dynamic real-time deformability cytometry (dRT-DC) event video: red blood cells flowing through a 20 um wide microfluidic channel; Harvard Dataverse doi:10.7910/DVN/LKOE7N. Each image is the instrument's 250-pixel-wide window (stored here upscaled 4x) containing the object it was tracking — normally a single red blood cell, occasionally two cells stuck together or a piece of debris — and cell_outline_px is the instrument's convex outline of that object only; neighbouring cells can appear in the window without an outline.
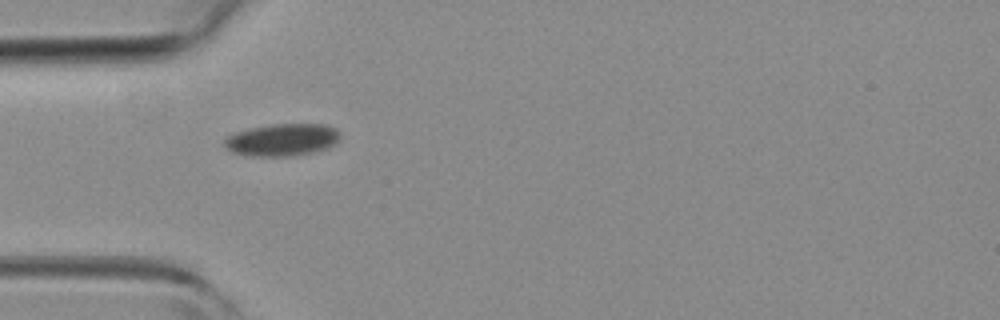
{"species": "common noctule bat (a hibernating species)", "species_latin": "Nyctalus noctula", "temperature_condition": "room temperature", "stored_images_in_passage": 2, "camera_frame_rate_fps": 3000, "um_per_image_px": 0.085, "animal": {"sex": "female", "body_mass_g": 19.3, "forearm_length_mm": 54.1}, "frame": {"image": 1, "passage_image": 1, "time_ms": 0.0, "image_size_px": [1000, 320], "cell_outline_px": [[340, 140], [336, 144], [328, 148], [316, 152], [292, 156], [244, 156], [232, 152], [224, 144], [224, 140], [228, 136], [236, 132], [252, 128], [272, 124], [324, 124], [336, 128], [340, 132]], "centroid_in_image_um": [24.04, 11.89], "position_along_channel_um": 61.0, "area_um2": 22.02}}
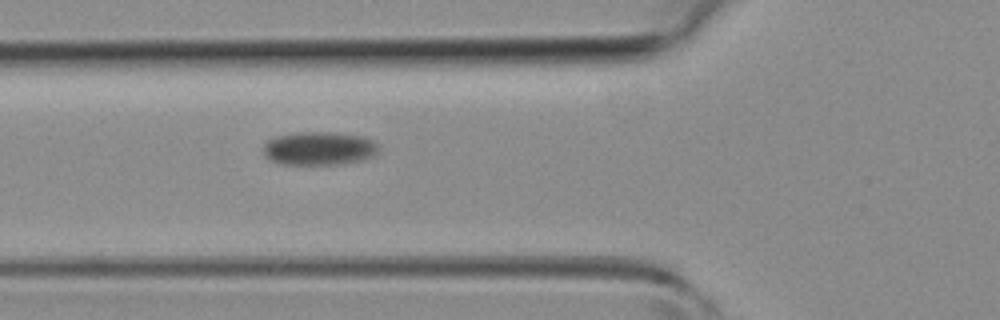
{"frame": {"image": 2, "passage_image": 2, "time_ms": 1.0, "image_size_px": [1000, 320], "cell_outline_px": [[376, 152], [372, 156], [364, 160], [344, 164], [280, 164], [268, 160], [264, 156], [264, 144], [268, 140], [276, 136], [300, 132], [320, 132], [360, 136], [372, 140], [376, 144]], "centroid_in_image_um": [27.06, 12.64], "position_along_channel_um": 98.7, "area_um2": 22.25}}